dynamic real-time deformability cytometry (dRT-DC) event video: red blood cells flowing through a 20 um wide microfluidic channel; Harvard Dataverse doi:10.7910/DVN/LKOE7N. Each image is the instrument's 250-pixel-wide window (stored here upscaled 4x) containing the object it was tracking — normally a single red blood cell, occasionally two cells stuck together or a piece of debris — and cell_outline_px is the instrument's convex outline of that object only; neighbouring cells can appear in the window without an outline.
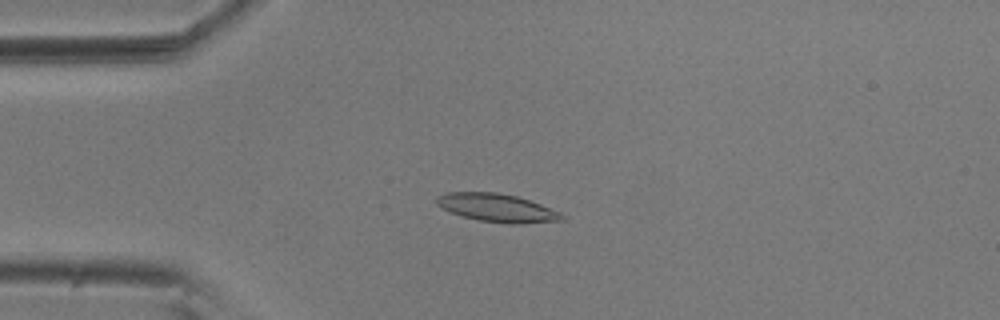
{"species": "common noctule bat (a hibernating species)", "species_latin": "Nyctalus noctula", "temperature_condition": "room temperature", "stored_images_in_passage": 54, "camera_frame_rate_fps": 3000, "um_per_image_px": 0.085, "animal": {"sex": "male", "body_mass_g": 20.5, "forearm_length_mm": 52.5}, "frame": {"image": 1, "passage_image": 13, "time_ms": 4.0, "image_size_px": [1000, 320], "cell_outline_px": [[568, 216], [564, 220], [520, 224], [508, 224], [480, 220], [464, 216], [452, 212], [436, 204], [436, 196], [448, 192], [496, 192], [516, 196], [540, 204], [560, 212]], "centroid_in_image_um": [42.3, 17.67], "position_along_channel_um": 42.7, "area_um2": 20.46}}
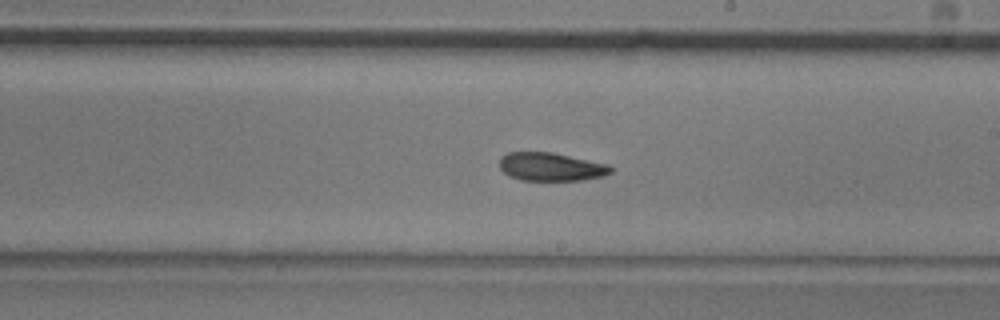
{"frame": {"image": 2, "passage_image": 31, "time_ms": 10.0, "image_size_px": [1000, 320], "cell_outline_px": [[612, 172], [604, 176], [584, 180], [520, 180], [508, 176], [500, 168], [500, 156], [508, 152], [552, 152], [608, 164], [612, 168]], "centroid_in_image_um": [46.82, 14.18], "position_along_channel_um": 242.2, "area_um2": 18.44}}
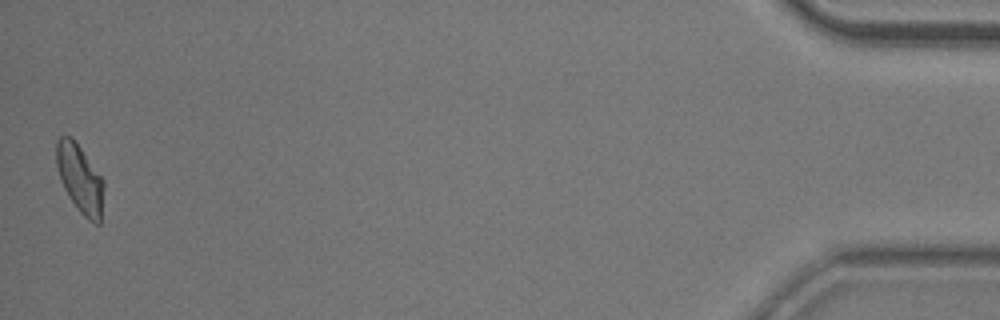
{"frame": {"image": 3, "passage_image": 54, "time_ms": 17.667, "image_size_px": [1000, 320], "cell_outline_px": [[104, 188], [100, 224], [96, 224], [88, 220], [76, 208], [68, 196], [60, 180], [56, 164], [56, 140], [60, 136], [72, 136], [104, 180]], "centroid_in_image_um": [6.79, 15.19], "position_along_channel_um": 428.4, "area_um2": 19.02}, "authors_computed_cell_mechanics": {"area_um2": 19.1896, "velocity_mm_per_s": 3.6518, "shape_relaxation_time_tau1_ms": 5.1504, "shape_relaxation_time_tau2_ms": 3.6481, "deformation_change_tau1": 0.1467, "deformation_change_tau2": 0.0933}}